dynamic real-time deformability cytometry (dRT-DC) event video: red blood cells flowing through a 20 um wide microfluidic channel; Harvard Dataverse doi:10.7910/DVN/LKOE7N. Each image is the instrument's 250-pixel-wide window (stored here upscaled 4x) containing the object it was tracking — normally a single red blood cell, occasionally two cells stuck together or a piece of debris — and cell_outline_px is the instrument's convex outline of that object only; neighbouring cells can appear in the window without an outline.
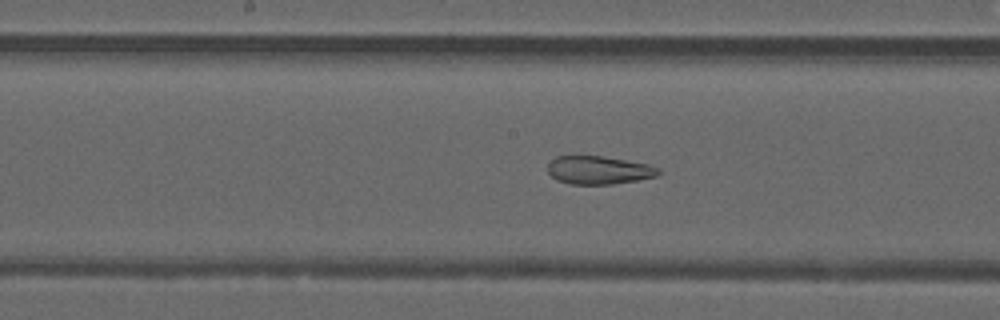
{"species": "common noctule bat (a hibernating species)", "species_latin": "Nyctalus noctula", "temperature_condition": "warm", "stored_images_in_passage": 47, "camera_frame_rate_fps": 3000, "um_per_image_px": 0.085, "animal": {"sex": "male", "forearm_length_mm": 52.5}, "frame": {"image": 1, "passage_image": 24, "time_ms": 7.667, "image_size_px": [1000, 320], "cell_outline_px": [[660, 172], [656, 176], [636, 180], [612, 184], [572, 184], [556, 180], [548, 172], [548, 164], [556, 156], [600, 156], [648, 164], [660, 168]], "centroid_in_image_um": [50.88, 14.46], "position_along_channel_um": 197.3, "area_um2": 17.98}}
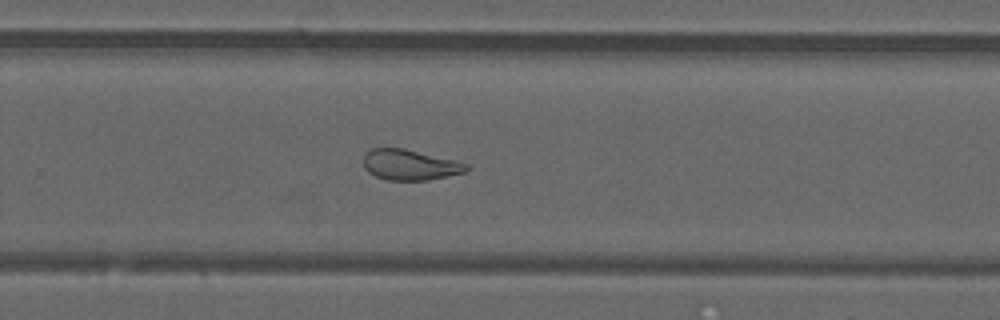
{"frame": {"image": 2, "passage_image": 31, "time_ms": 10.0, "image_size_px": [1000, 320], "cell_outline_px": [[468, 168], [464, 172], [448, 176], [428, 180], [388, 180], [376, 176], [368, 172], [364, 168], [364, 156], [372, 148], [404, 148], [468, 164]], "centroid_in_image_um": [34.81, 14.02], "position_along_channel_um": 295.0, "area_um2": 18.03}}
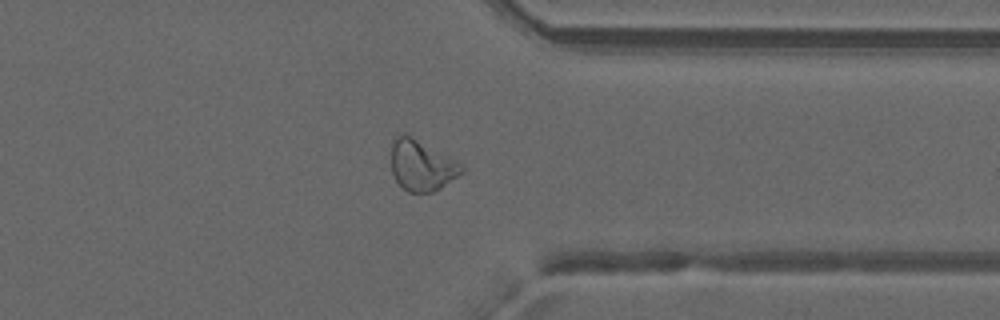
{"frame": {"image": 3, "passage_image": 37, "time_ms": 12.0, "image_size_px": [1000, 320], "cell_outline_px": [[464, 172], [440, 188], [432, 192], [408, 192], [396, 180], [392, 172], [392, 140], [396, 136], [404, 132], [412, 136], [460, 164], [464, 168]], "centroid_in_image_um": [35.81, 14.06], "position_along_channel_um": 375.6, "area_um2": 20.4}, "authors_computed_cell_mechanics": {"area_um2": 23.7558, "velocity_mm_per_s": 4.2051, "shape_relaxation_time_tau1_ms": null, "shape_relaxation_time_tau2_ms": 1.5817, "deformation_change_tau1": null, "deformation_change_tau2": 0.0908}}